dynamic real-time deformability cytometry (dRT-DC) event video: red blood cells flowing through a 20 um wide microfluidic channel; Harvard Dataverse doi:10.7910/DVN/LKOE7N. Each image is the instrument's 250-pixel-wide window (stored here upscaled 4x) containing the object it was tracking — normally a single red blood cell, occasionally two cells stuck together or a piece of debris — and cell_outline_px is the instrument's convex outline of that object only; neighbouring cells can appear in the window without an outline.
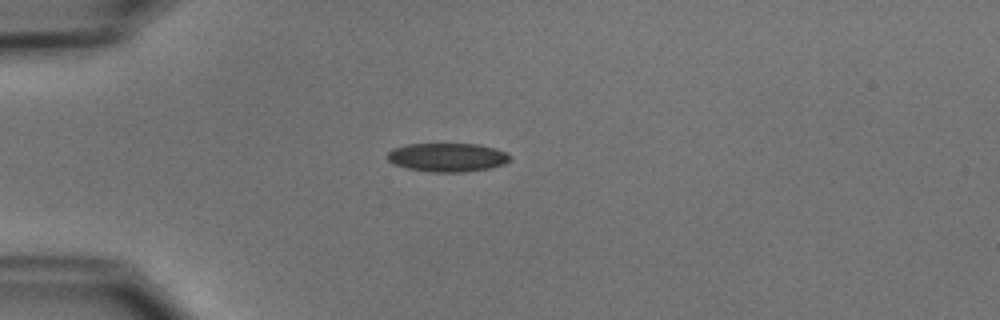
{"species": "common noctule bat (a hibernating species)", "species_latin": "Nyctalus noctula", "temperature_condition": "cold", "stored_images_in_passage": 53, "camera_frame_rate_fps": 3000, "um_per_image_px": 0.085, "animal": {"sex": "male", "body_mass_g": 15.6}, "frame": {"image": 1, "passage_image": 14, "time_ms": 4.333, "image_size_px": [1000, 320], "cell_outline_px": [[512, 160], [504, 164], [492, 168], [464, 172], [432, 172], [408, 168], [392, 164], [384, 156], [392, 148], [408, 144], [480, 144], [496, 148], [512, 156]], "centroid_in_image_um": [38.03, 13.37], "position_along_channel_um": 47.0, "area_um2": 20.81}}
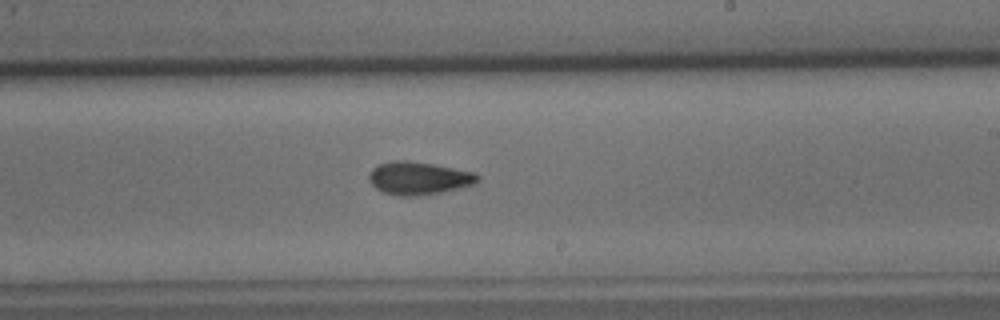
{"frame": {"image": 2, "passage_image": 32, "time_ms": 10.333, "image_size_px": [1000, 320], "cell_outline_px": [[480, 180], [476, 184], [444, 192], [420, 196], [400, 196], [384, 192], [376, 188], [368, 180], [368, 172], [376, 164], [392, 160], [408, 160], [432, 164], [476, 172], [480, 176]], "centroid_in_image_um": [35.6, 15.14], "position_along_channel_um": 253.4, "area_um2": 21.27}}
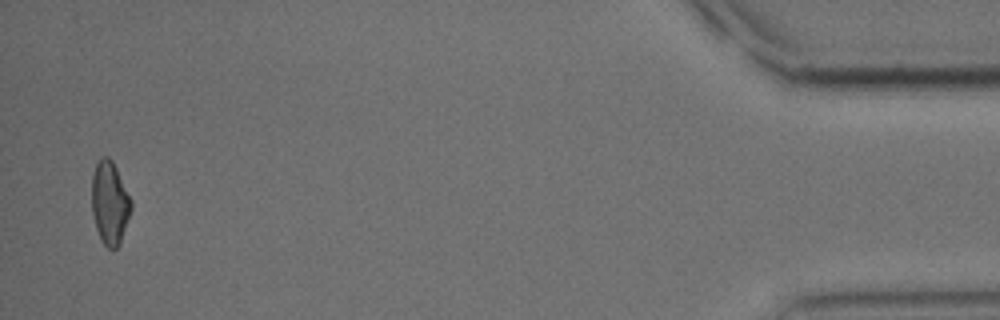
{"frame": {"image": 3, "passage_image": 52, "time_ms": 17.0, "image_size_px": [1000, 320], "cell_outline_px": [[132, 208], [120, 244], [112, 252], [100, 240], [96, 228], [92, 212], [92, 176], [96, 164], [104, 156], [108, 156], [112, 160], [132, 200]], "centroid_in_image_um": [9.34, 17.29], "position_along_channel_um": 425.9, "area_um2": 19.13}, "authors_computed_cell_mechanics": {"area_um2": 19.7098, "velocity_mm_per_s": 3.7727, "shape_relaxation_time_tau1_ms": 6.9919, "shape_relaxation_time_tau2_ms": 3.7331, "deformation_change_tau1": 0.1482, "deformation_change_tau2": 0.1023}}